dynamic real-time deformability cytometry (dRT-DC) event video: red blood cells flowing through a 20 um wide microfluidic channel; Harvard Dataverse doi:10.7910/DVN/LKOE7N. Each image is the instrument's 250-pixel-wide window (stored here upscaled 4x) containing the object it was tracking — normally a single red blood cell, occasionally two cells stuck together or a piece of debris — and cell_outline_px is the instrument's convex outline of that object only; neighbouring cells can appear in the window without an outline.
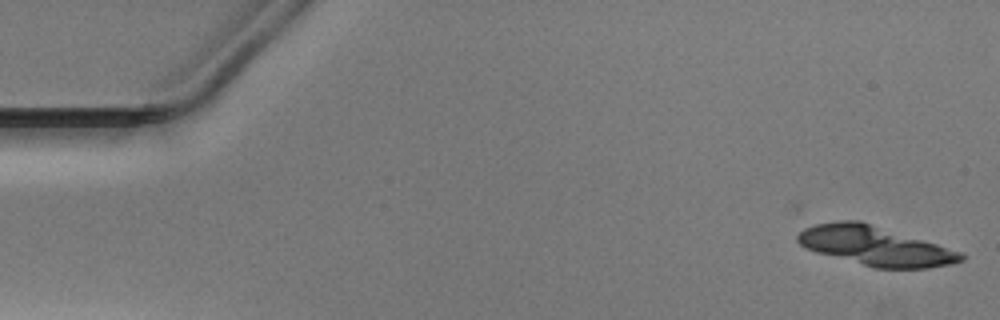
{"species": "Egyptian fruit bat (a non-hibernating species)", "species_latin": "Rousettus aegyptiacus", "temperature_condition": "warm", "stored_images_in_passage": 14, "camera_frame_rate_fps": 3000, "um_per_image_px": 0.085, "animal": {"sex": "male"}, "frame": {"image": 1, "passage_image": 1, "time_ms": 0.0, "image_size_px": [1000, 320], "cell_outline_px": [[964, 260], [952, 264], [928, 268], [872, 268], [816, 252], [804, 248], [796, 240], [796, 236], [804, 228], [816, 224], [836, 220], [860, 220], [964, 252]], "centroid_in_image_um": [74.4, 20.9], "position_along_channel_um": 10.6, "area_um2": 37.69}}